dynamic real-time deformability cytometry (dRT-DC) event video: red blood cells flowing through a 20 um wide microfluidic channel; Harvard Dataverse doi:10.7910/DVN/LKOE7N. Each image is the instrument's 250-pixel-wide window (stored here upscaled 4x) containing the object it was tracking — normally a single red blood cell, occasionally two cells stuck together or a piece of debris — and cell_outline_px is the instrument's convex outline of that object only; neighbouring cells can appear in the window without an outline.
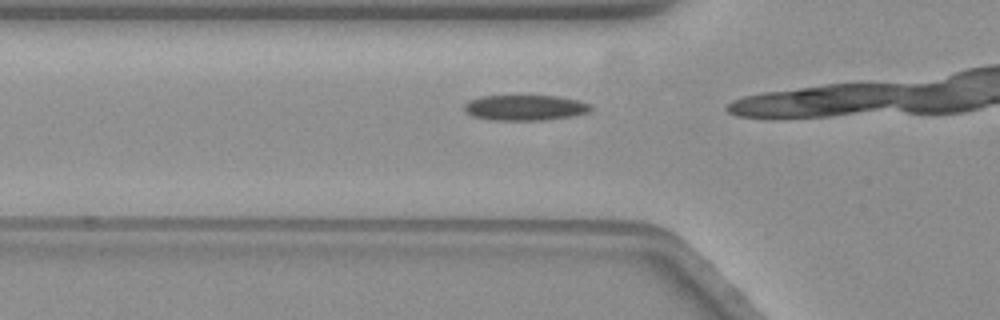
{"species": "common noctule bat (a hibernating species)", "species_latin": "Nyctalus noctula", "temperature_condition": "warm", "stored_images_in_passage": 4, "camera_frame_rate_fps": 3000, "um_per_image_px": 0.085, "animal": {"sex": "female", "body_mass_g": 19.3, "forearm_length_mm": 54.1}, "frame": {"image": 1, "passage_image": 2, "time_ms": 0.333, "image_size_px": [1000, 320], "cell_outline_px": [[592, 108], [588, 112], [568, 116], [540, 120], [492, 120], [472, 116], [464, 112], [464, 104], [468, 100], [480, 96], [556, 96], [576, 100], [592, 104]], "centroid_in_image_um": [44.56, 9.15], "position_along_channel_um": 81.2, "area_um2": 18.67}}